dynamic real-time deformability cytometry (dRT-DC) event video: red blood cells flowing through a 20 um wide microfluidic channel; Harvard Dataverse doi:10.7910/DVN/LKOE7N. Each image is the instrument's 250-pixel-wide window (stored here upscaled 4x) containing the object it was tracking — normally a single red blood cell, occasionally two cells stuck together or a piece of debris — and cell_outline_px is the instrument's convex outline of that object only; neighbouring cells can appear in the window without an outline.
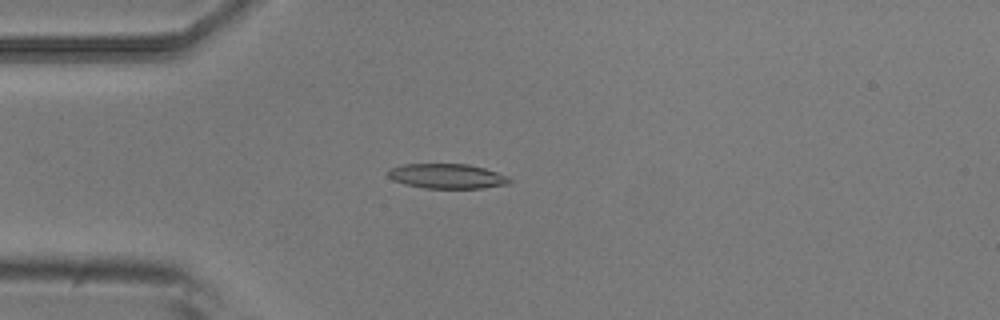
{"species": "common noctule bat (a hibernating species)", "species_latin": "Nyctalus noctula", "temperature_condition": "room temperature", "stored_images_in_passage": 3, "camera_frame_rate_fps": 3000, "um_per_image_px": 0.085, "animal": {"sex": "male", "body_mass_g": 20.5, "forearm_length_mm": 52.5}, "frame": {"image": 1, "passage_image": 3, "time_ms": 0.667, "image_size_px": [1000, 320], "cell_outline_px": [[512, 180], [508, 184], [484, 188], [424, 188], [404, 184], [392, 180], [388, 176], [388, 168], [404, 164], [468, 164], [484, 168], [508, 176]], "centroid_in_image_um": [37.98, 14.97], "position_along_channel_um": 47.0, "area_um2": 17.63}}